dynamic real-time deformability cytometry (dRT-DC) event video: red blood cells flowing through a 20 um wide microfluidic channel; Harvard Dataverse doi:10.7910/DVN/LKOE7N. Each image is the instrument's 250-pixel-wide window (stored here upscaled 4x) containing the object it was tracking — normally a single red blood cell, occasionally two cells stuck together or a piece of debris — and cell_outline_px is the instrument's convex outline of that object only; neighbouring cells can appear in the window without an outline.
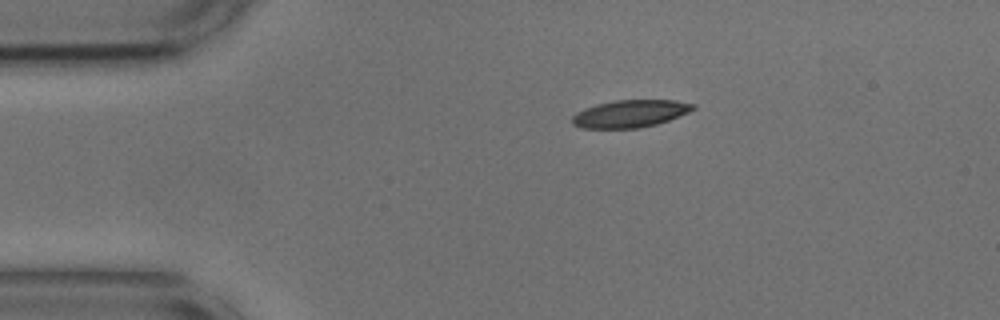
{"species": "common noctule bat (a hibernating species)", "species_latin": "Nyctalus noctula", "temperature_condition": "cold", "stored_images_in_passage": 15, "camera_frame_rate_fps": 3000, "um_per_image_px": 0.085, "animal": {"sex": "male", "body_mass_g": 17.9, "forearm_length_mm": 54.2}, "frame": {"image": 1, "passage_image": 1, "time_ms": 0.0, "image_size_px": [1000, 320], "cell_outline_px": [[696, 108], [688, 112], [668, 120], [656, 124], [640, 128], [580, 128], [572, 124], [572, 116], [576, 112], [584, 108], [596, 104], [616, 100], [676, 100], [696, 104]], "centroid_in_image_um": [53.54, 9.66], "position_along_channel_um": 31.5, "area_um2": 19.36}}